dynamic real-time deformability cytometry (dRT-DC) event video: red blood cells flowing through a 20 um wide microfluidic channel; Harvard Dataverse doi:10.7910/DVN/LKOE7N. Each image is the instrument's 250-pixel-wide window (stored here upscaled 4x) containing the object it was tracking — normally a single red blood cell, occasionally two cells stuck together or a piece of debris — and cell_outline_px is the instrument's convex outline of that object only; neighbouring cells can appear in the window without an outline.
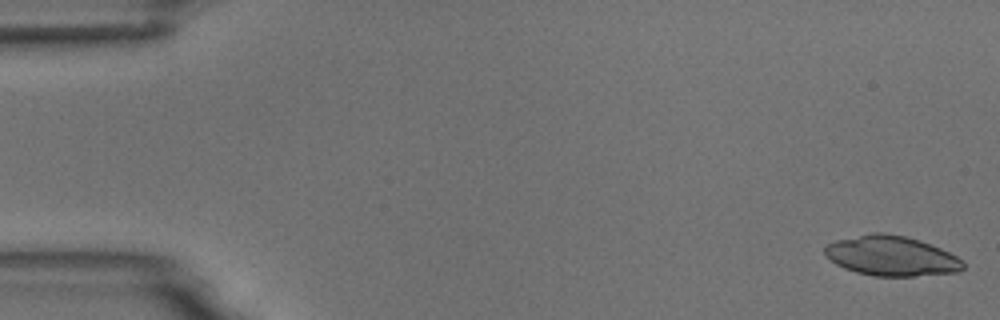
{"species": "common noctule bat (a hibernating species)", "species_latin": "Nyctalus noctula", "temperature_condition": "room temperature", "stored_images_in_passage": 5, "camera_frame_rate_fps": 3000, "um_per_image_px": 0.085, "animal": {"sex": "male", "body_mass_g": 18.8}, "frame": {"image": 1, "passage_image": 1, "time_ms": 0.0, "image_size_px": [1000, 320], "cell_outline_px": [[964, 268], [960, 272], [916, 276], [872, 276], [856, 272], [844, 268], [836, 264], [824, 256], [824, 248], [828, 244], [836, 240], [872, 232], [884, 232], [904, 236], [920, 240], [940, 248], [964, 260]], "centroid_in_image_um": [75.77, 21.76], "position_along_channel_um": 9.2, "area_um2": 32.43}}